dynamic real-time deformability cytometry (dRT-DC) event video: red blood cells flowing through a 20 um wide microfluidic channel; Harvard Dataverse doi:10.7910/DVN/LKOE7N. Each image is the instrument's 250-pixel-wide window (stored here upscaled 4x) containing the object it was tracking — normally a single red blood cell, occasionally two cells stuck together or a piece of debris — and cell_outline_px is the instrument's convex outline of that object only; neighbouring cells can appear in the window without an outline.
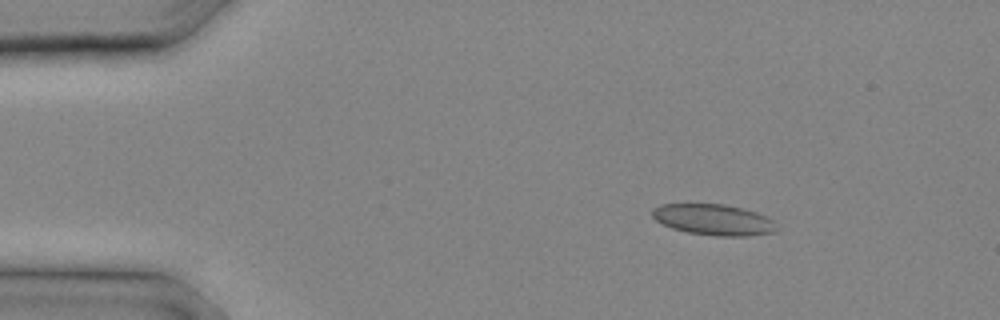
{"species": "common noctule bat (a hibernating species)", "species_latin": "Nyctalus noctula", "temperature_condition": "cold", "stored_images_in_passage": 8, "camera_frame_rate_fps": 3000, "um_per_image_px": 0.085, "animal": {"sex": "male", "body_mass_g": 20.4}, "frame": {"image": 1, "passage_image": 1, "time_ms": 0.0, "image_size_px": [1000, 320], "cell_outline_px": [[780, 228], [776, 232], [748, 236], [716, 236], [688, 232], [672, 228], [656, 220], [652, 216], [652, 208], [660, 204], [724, 204], [756, 212], [772, 220]], "centroid_in_image_um": [60.67, 18.68], "position_along_channel_um": 24.3, "area_um2": 22.43}}
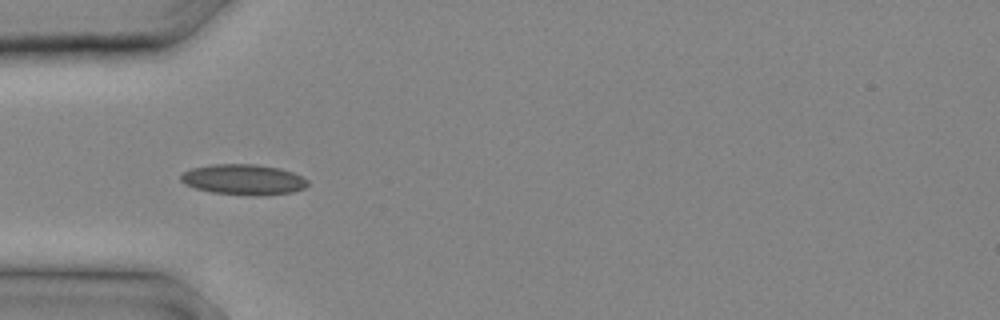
{"frame": {"image": 2, "passage_image": 5, "time_ms": 1.333, "image_size_px": [1000, 320], "cell_outline_px": [[308, 184], [304, 188], [292, 192], [264, 196], [252, 196], [212, 192], [196, 188], [184, 184], [180, 180], [180, 176], [184, 172], [192, 168], [212, 164], [256, 164], [280, 168], [304, 176], [308, 180]], "centroid_in_image_um": [20.72, 15.26], "position_along_channel_um": 64.3, "area_um2": 22.77}}